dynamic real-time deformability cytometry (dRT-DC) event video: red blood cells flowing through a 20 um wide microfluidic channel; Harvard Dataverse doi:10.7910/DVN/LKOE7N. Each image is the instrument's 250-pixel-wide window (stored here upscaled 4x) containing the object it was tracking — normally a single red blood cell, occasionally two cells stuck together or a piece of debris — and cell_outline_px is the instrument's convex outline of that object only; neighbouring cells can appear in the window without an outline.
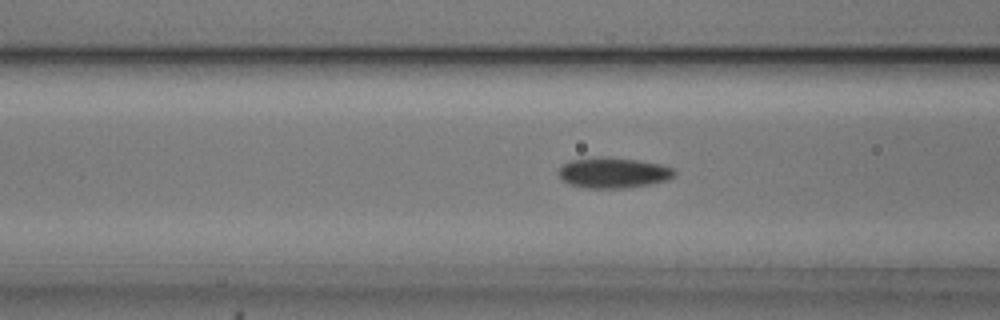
{"species": "common noctule bat (a hibernating species)", "species_latin": "Nyctalus noctula", "temperature_condition": "cold", "stored_images_in_passage": 54, "camera_frame_rate_fps": 3000, "um_per_image_px": 0.085, "animal": {"sex": "male", "body_mass_g": 20.5, "forearm_length_mm": 52.5}, "frame": {"image": 1, "passage_image": 21, "time_ms": 6.667, "image_size_px": [1000, 320], "cell_outline_px": [[676, 176], [668, 180], [648, 184], [624, 188], [588, 188], [568, 184], [556, 172], [568, 160], [596, 156], [608, 156], [636, 160], [660, 164], [676, 168]], "centroid_in_image_um": [52.14, 14.67], "position_along_channel_um": 114.5, "area_um2": 20.92}}
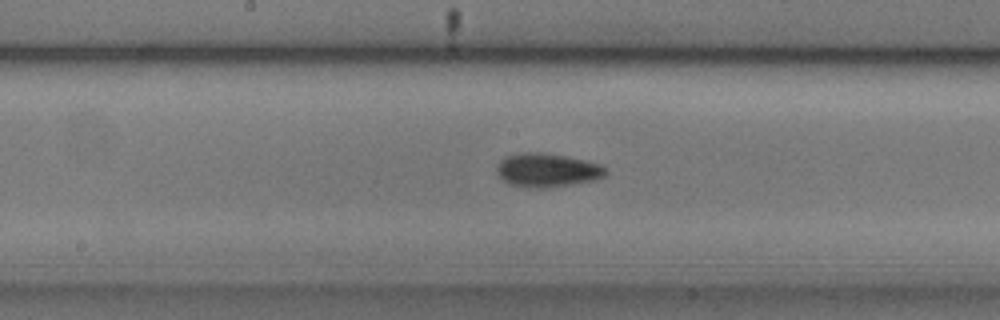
{"frame": {"image": 2, "passage_image": 28, "time_ms": 9.0, "image_size_px": [1000, 320], "cell_outline_px": [[608, 172], [604, 176], [596, 180], [548, 188], [524, 188], [508, 184], [496, 172], [496, 168], [500, 160], [504, 156], [520, 152], [544, 152], [568, 156], [600, 164], [608, 168]], "centroid_in_image_um": [46.5, 14.46], "position_along_channel_um": 201.7, "area_um2": 21.91}}
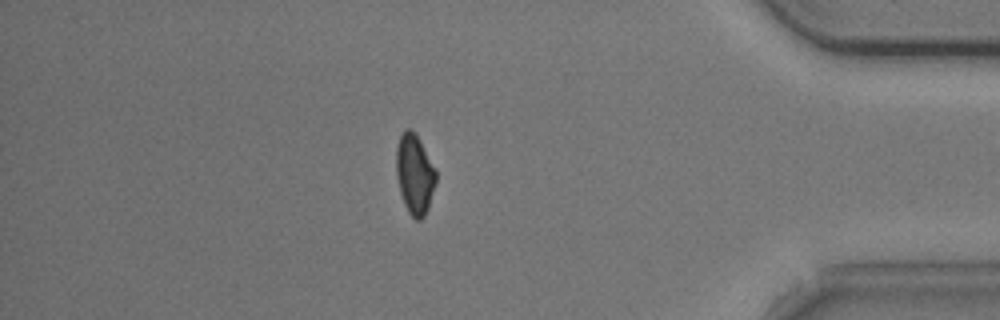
{"frame": {"image": 3, "passage_image": 47, "time_ms": 15.333, "image_size_px": [1000, 320], "cell_outline_px": [[436, 184], [428, 208], [424, 216], [420, 220], [416, 220], [408, 212], [404, 204], [400, 192], [396, 172], [396, 148], [400, 136], [404, 128], [408, 128], [416, 132], [436, 168]], "centroid_in_image_um": [35.26, 14.77], "position_along_channel_um": 399.9, "area_um2": 18.79}, "authors_computed_cell_mechanics": {"area_um2": 19.2474, "velocity_mm_per_s": 3.7269, "shape_relaxation_time_tau1_ms": 3.5981, "shape_relaxation_time_tau2_ms": null, "deformation_change_tau1": 0.0961, "deformation_change_tau2": null}}